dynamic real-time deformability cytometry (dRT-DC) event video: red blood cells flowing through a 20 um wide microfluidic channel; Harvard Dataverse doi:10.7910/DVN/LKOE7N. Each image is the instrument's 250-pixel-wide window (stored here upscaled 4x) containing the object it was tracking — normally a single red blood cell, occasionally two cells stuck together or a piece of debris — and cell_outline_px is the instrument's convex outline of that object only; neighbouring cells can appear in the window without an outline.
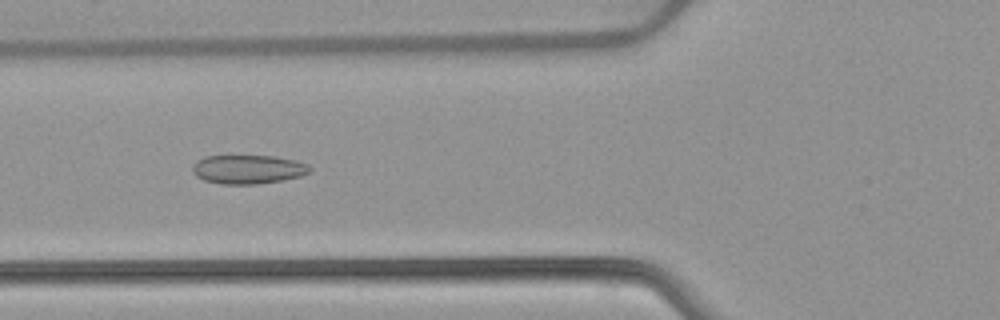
{"species": "common noctule bat (a hibernating species)", "species_latin": "Nyctalus noctula", "temperature_condition": "warm", "stored_images_in_passage": 51, "camera_frame_rate_fps": 3000, "um_per_image_px": 0.085, "animal": {"sex": "female", "body_mass_g": 22.7, "forearm_length_mm": 54.2}, "frame": {"image": 1, "passage_image": 19, "time_ms": 6.0, "image_size_px": [1000, 320], "cell_outline_px": [[312, 172], [300, 176], [284, 180], [256, 184], [220, 184], [204, 180], [196, 176], [192, 172], [192, 168], [196, 160], [204, 156], [276, 156], [296, 160], [308, 164], [312, 168]], "centroid_in_image_um": [21.1, 14.39], "position_along_channel_um": 104.7, "area_um2": 20.0}}
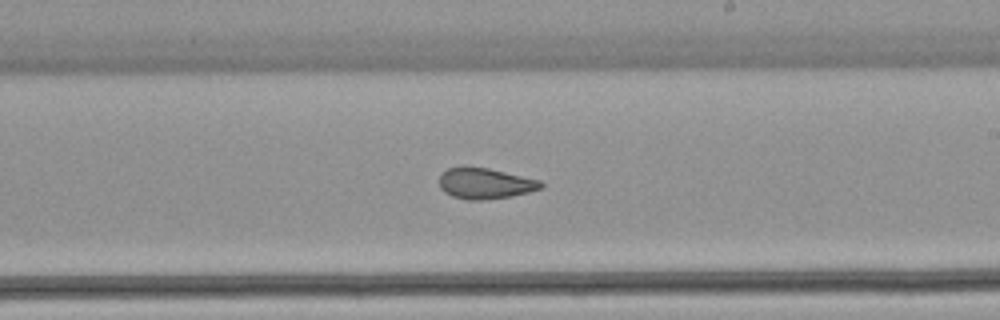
{"frame": {"image": 2, "passage_image": 30, "time_ms": 9.667, "image_size_px": [1000, 320], "cell_outline_px": [[544, 188], [512, 196], [480, 200], [468, 200], [452, 196], [444, 192], [440, 188], [440, 172], [448, 168], [488, 168], [540, 180], [544, 184]], "centroid_in_image_um": [41.25, 15.61], "position_along_channel_um": 247.8, "area_um2": 18.09}}
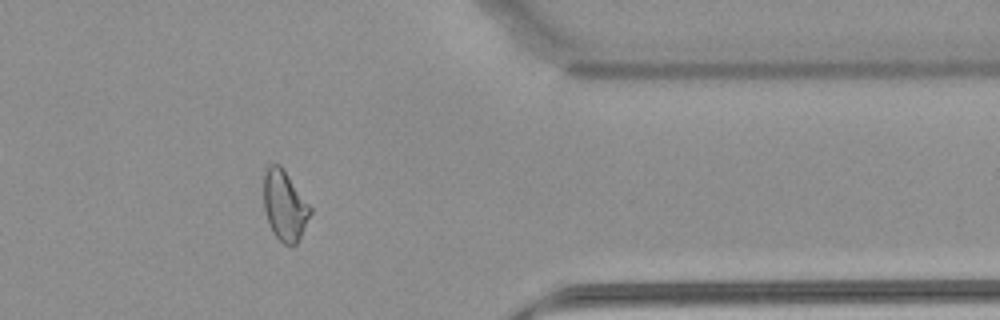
{"frame": {"image": 3, "passage_image": 42, "time_ms": 13.667, "image_size_px": [1000, 320], "cell_outline_px": [[312, 212], [296, 244], [284, 244], [272, 232], [264, 208], [264, 172], [268, 164], [280, 164], [312, 208]], "centroid_in_image_um": [24.19, 17.44], "position_along_channel_um": 387.2, "area_um2": 18.79}, "authors_computed_cell_mechanics": {"area_um2": 19.9988, "velocity_mm_per_s": 3.8998, "shape_relaxation_time_tau1_ms": null, "shape_relaxation_time_tau2_ms": 2.6009, "deformation_change_tau1": null, "deformation_change_tau2": 0.0856}}